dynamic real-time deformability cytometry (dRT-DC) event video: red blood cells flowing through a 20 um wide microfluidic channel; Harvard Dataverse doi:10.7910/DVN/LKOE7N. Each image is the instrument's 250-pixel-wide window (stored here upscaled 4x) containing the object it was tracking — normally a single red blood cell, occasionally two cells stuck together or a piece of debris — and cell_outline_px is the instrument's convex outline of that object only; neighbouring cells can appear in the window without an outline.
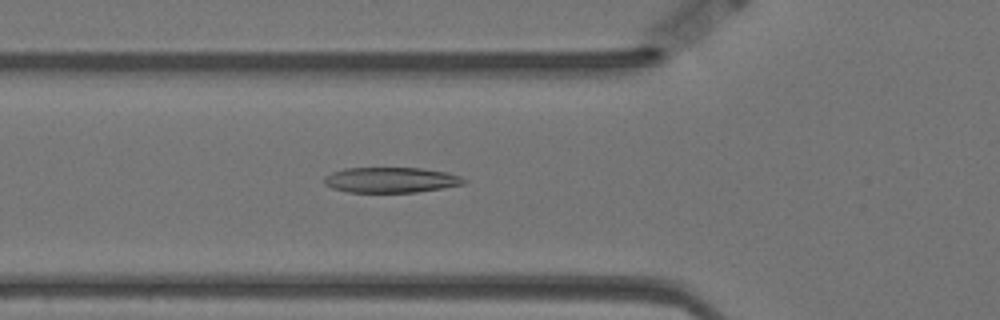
{"species": "Egyptian fruit bat (a non-hibernating species)", "species_latin": "Rousettus aegyptiacus", "temperature_condition": "warm", "stored_images_in_passage": 32, "camera_frame_rate_fps": 3000, "um_per_image_px": 0.085, "animal": {"sex": "female"}, "frame": {"image": 1, "passage_image": 16, "time_ms": 5.0, "image_size_px": [1000, 320], "cell_outline_px": [[468, 180], [464, 184], [416, 192], [348, 192], [332, 188], [324, 184], [324, 176], [332, 172], [344, 168], [420, 168], [448, 172], [460, 176]], "centroid_in_image_um": [33.22, 15.29], "position_along_channel_um": 92.6, "area_um2": 20.69}}
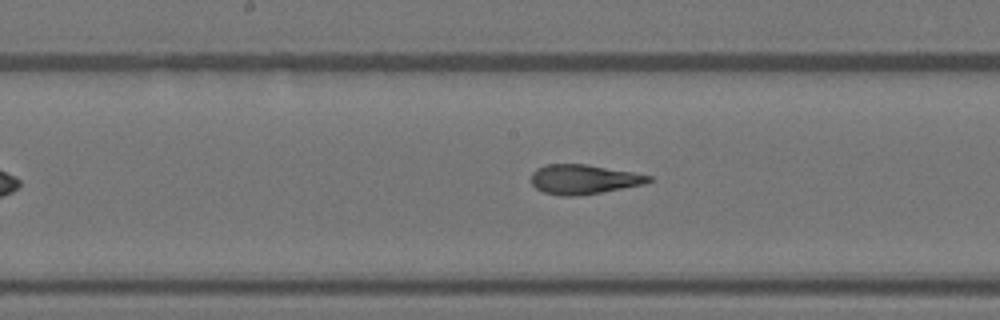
{"frame": {"image": 2, "passage_image": 25, "time_ms": 8.0, "image_size_px": [1000, 320], "cell_outline_px": [[652, 180], [644, 184], [600, 192], [576, 196], [560, 196], [544, 192], [536, 188], [532, 184], [532, 172], [536, 168], [548, 164], [584, 164], [632, 172], [652, 176]], "centroid_in_image_um": [49.58, 15.24], "position_along_channel_um": 198.6, "area_um2": 20.0}}
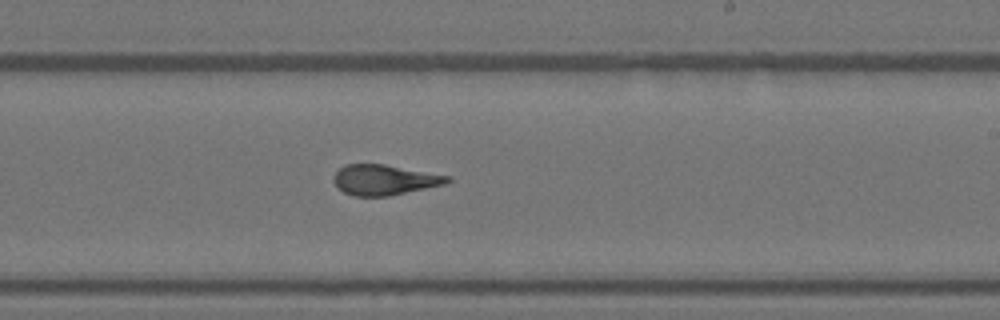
{"frame": {"image": 3, "passage_image": 30, "time_ms": 9.667, "image_size_px": [1000, 320], "cell_outline_px": [[452, 180], [444, 184], [388, 196], [356, 196], [344, 192], [336, 188], [332, 180], [336, 172], [340, 168], [348, 164], [384, 164], [452, 176]], "centroid_in_image_um": [32.66, 15.28], "position_along_channel_um": 256.3, "area_um2": 20.06}}